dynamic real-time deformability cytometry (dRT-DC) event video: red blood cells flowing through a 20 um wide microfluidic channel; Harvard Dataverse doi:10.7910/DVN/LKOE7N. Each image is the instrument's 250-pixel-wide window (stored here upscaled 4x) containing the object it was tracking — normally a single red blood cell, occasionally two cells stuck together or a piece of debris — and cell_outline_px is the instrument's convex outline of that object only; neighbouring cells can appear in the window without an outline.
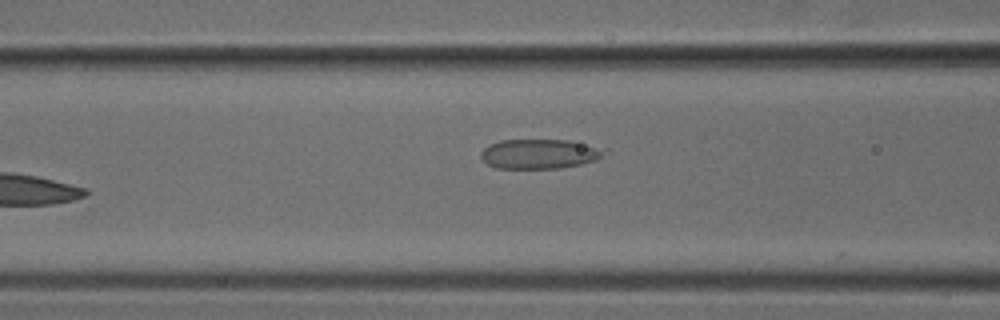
{"species": "common noctule bat (a hibernating species)", "species_latin": "Nyctalus noctula", "temperature_condition": "cold", "stored_images_in_passage": 5, "camera_frame_rate_fps": 3000, "um_per_image_px": 0.085, "animal": {"sex": "male", "body_mass_g": 18.8}, "frame": {"image": 1, "passage_image": 5, "time_ms": 1.333, "image_size_px": [1000, 320], "cell_outline_px": [[608, 148], [596, 160], [580, 164], [560, 168], [496, 168], [488, 164], [480, 156], [480, 152], [488, 144], [500, 140], [568, 140]], "centroid_in_image_um": [45.85, 13.07], "position_along_channel_um": 120.8, "area_um2": 21.33}}